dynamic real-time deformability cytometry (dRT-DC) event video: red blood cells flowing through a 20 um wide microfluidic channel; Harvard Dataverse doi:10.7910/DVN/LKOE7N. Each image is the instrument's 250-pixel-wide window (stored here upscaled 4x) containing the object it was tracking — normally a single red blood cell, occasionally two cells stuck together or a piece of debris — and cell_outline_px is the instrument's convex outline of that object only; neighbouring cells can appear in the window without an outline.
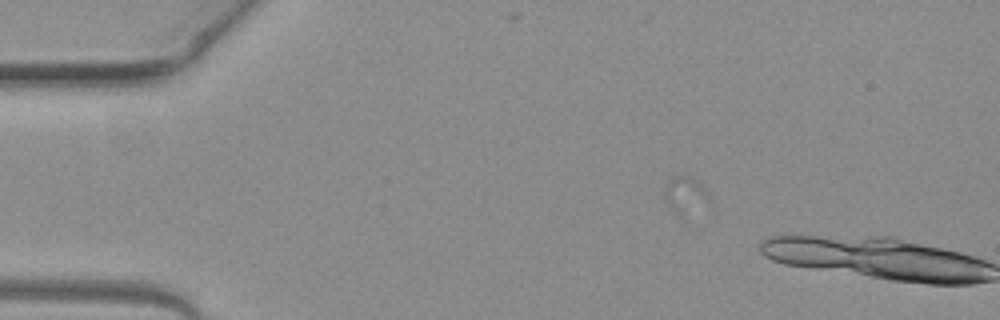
{"species": "common noctule bat (a hibernating species)", "species_latin": "Nyctalus noctula", "temperature_condition": "warm", "stored_images_in_passage": 11, "camera_frame_rate_fps": 3000, "um_per_image_px": 0.085, "animal": {"sex": "female", "body_mass_g": 19.3, "forearm_length_mm": 54.1}, "frame": {"image": 1, "passage_image": 10, "time_ms": 3.0, "image_size_px": [1000, 320], "cell_outline_px": [[712, 208], [684, 216], [680, 216], [664, 200], [664, 192], [668, 184], [672, 180], [680, 176], [688, 176], [708, 188], [712, 200]], "centroid_in_image_um": [58.44, 16.67], "position_along_channel_um": 26.6, "area_um2": 10.12}}